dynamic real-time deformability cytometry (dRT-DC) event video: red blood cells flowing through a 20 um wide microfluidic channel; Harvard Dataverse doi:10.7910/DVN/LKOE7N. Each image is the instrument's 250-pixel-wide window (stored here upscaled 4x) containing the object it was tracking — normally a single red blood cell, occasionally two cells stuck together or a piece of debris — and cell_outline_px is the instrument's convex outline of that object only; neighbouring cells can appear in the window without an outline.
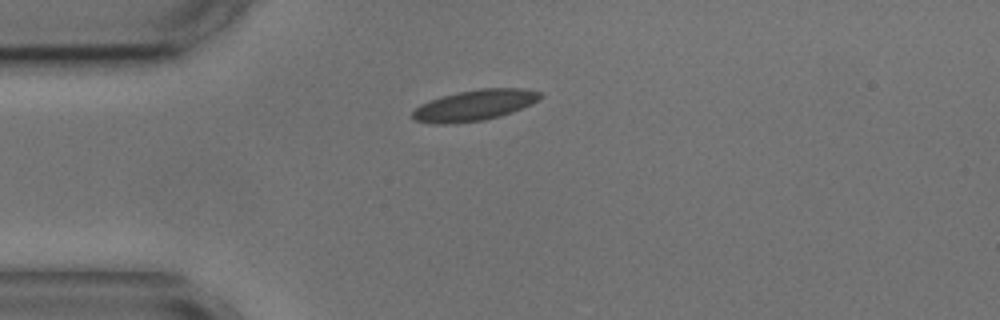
{"species": "common noctule bat (a hibernating species)", "species_latin": "Nyctalus noctula", "temperature_condition": "cold", "stored_images_in_passage": 43, "camera_frame_rate_fps": 3000, "um_per_image_px": 0.085, "animal": {"sex": "male", "body_mass_g": 17.9, "forearm_length_mm": 54.2}, "frame": {"image": 1, "passage_image": 1, "time_ms": 0.0, "image_size_px": [1000, 320], "cell_outline_px": [[544, 96], [532, 104], [500, 116], [484, 120], [452, 124], [432, 124], [416, 120], [412, 116], [412, 112], [420, 104], [440, 96], [480, 88], [524, 88], [544, 92]], "centroid_in_image_um": [40.37, 8.94], "position_along_channel_um": 44.6, "area_um2": 23.12}}
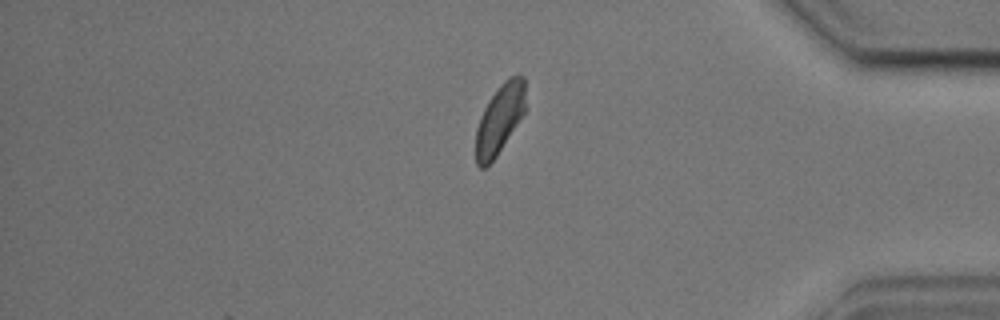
{"frame": {"image": 2, "passage_image": 34, "time_ms": 11.0, "image_size_px": [1000, 320], "cell_outline_px": [[524, 112], [496, 156], [484, 168], [480, 168], [476, 164], [476, 128], [480, 116], [488, 100], [500, 84], [504, 80], [512, 76], [524, 76]], "centroid_in_image_um": [42.43, 10.12], "position_along_channel_um": 392.8, "area_um2": 19.59}}
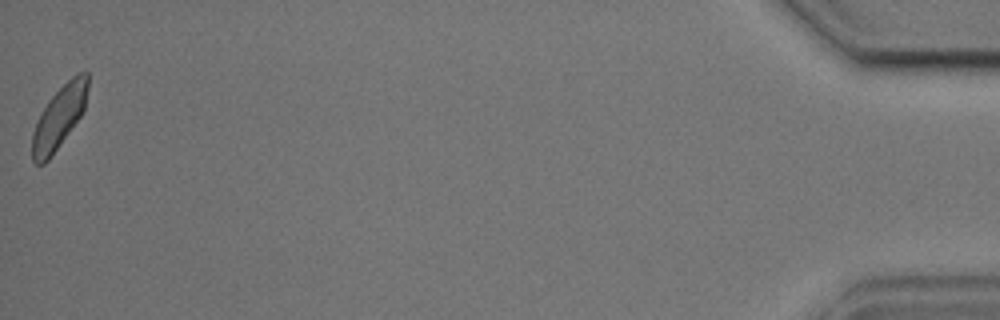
{"frame": {"image": 3, "passage_image": 43, "time_ms": 14.0, "image_size_px": [1000, 320], "cell_outline_px": [[88, 88], [84, 108], [80, 116], [48, 160], [44, 164], [36, 164], [32, 160], [32, 132], [40, 112], [48, 100], [76, 72], [88, 72]], "centroid_in_image_um": [5.01, 9.95], "position_along_channel_um": 430.2, "area_um2": 20.0}, "authors_computed_cell_mechanics": {"area_um2": 21.7328, "velocity_mm_per_s": 3.5619, "shape_relaxation_time_tau1_ms": 2.4046, "shape_relaxation_time_tau2_ms": 1.1513, "deformation_change_tau1": 0.0751, "deformation_change_tau2": 0.0529}}